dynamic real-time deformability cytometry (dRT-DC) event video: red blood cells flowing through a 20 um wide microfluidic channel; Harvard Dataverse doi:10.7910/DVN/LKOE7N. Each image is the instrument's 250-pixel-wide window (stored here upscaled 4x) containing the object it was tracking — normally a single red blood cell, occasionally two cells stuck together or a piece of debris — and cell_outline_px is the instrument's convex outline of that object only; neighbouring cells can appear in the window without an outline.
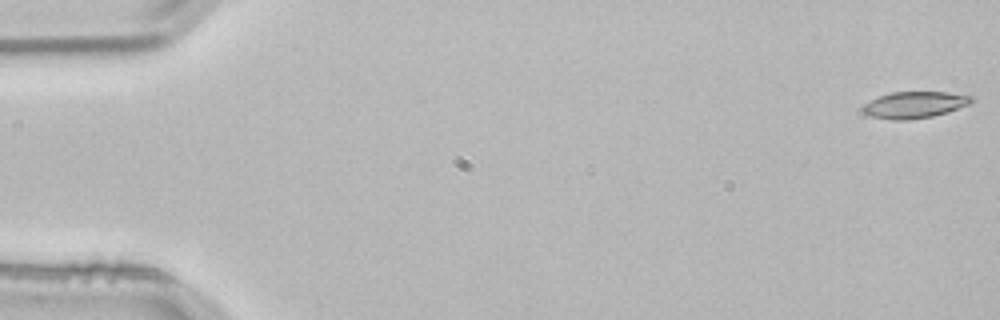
{"species": "common noctule bat (a hibernating species)", "species_latin": "Nyctalus noctula", "temperature_condition": "room temperature", "stored_images_in_passage": 53, "camera_frame_rate_fps": 3000, "um_per_image_px": 0.085, "animal": {"sex": "male", "body_mass_g": 21.5, "forearm_length_mm": 52.0}, "frame": {"image": 1, "passage_image": 1, "time_ms": 0.0, "image_size_px": [1000, 320], "cell_outline_px": [[976, 100], [968, 104], [948, 112], [932, 116], [908, 120], [892, 120], [872, 116], [864, 112], [860, 108], [864, 104], [880, 96], [892, 92], [944, 92], [972, 96]], "centroid_in_image_um": [77.74, 8.91], "position_along_channel_um": 7.3, "area_um2": 16.65}}
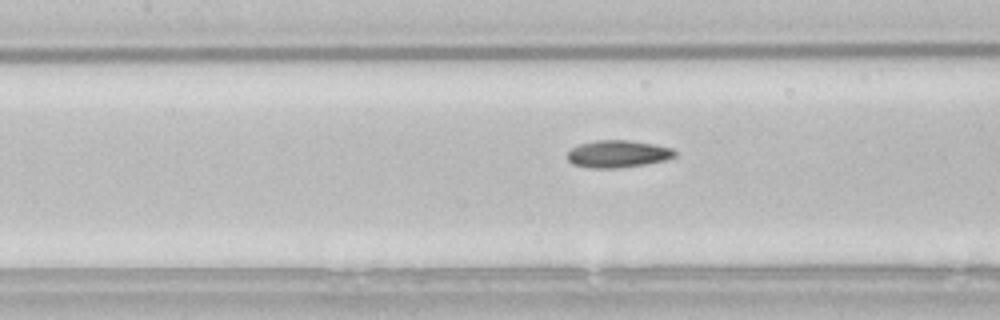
{"frame": {"image": 2, "passage_image": 24, "time_ms": 7.667, "image_size_px": [1000, 320], "cell_outline_px": [[676, 156], [664, 160], [644, 164], [620, 168], [588, 168], [572, 164], [568, 160], [568, 152], [572, 148], [580, 144], [596, 140], [628, 140], [652, 144], [672, 148], [676, 152]], "centroid_in_image_um": [52.5, 13.09], "position_along_channel_um": 154.9, "area_um2": 16.99}}
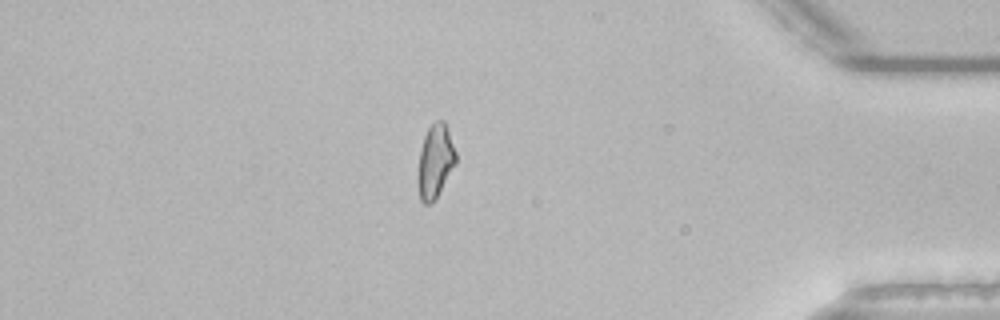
{"frame": {"image": 3, "passage_image": 46, "time_ms": 15.0, "image_size_px": [1000, 320], "cell_outline_px": [[456, 164], [432, 204], [424, 204], [420, 200], [416, 180], [416, 176], [420, 152], [424, 136], [428, 128], [436, 120], [444, 120], [456, 152]], "centroid_in_image_um": [36.97, 13.74], "position_along_channel_um": 398.2, "area_um2": 16.42}, "authors_computed_cell_mechanics": {"area_um2": 16.5886, "velocity_mm_per_s": 3.8183, "shape_relaxation_time_tau1_ms": null, "shape_relaxation_time_tau2_ms": 6.5181, "deformation_change_tau1": null, "deformation_change_tau2": 0.1407}}